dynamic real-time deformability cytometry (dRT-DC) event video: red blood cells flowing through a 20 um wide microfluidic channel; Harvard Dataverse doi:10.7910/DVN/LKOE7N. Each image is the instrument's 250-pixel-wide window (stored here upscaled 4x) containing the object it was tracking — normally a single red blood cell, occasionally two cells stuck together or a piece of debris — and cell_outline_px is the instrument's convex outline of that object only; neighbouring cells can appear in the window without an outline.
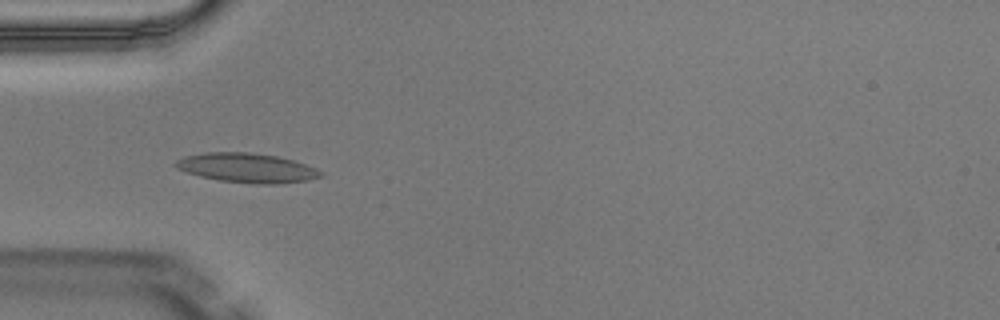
{"species": "Egyptian fruit bat (a non-hibernating species)", "species_latin": "Rousettus aegyptiacus", "temperature_condition": "warm", "stored_images_in_passage": 5, "camera_frame_rate_fps": 3000, "um_per_image_px": 0.085, "animal": {"sex": "male"}, "frame": {"image": 1, "passage_image": 4, "time_ms": 1.0, "image_size_px": [1000, 320], "cell_outline_px": [[324, 176], [308, 180], [280, 184], [260, 184], [220, 180], [200, 176], [176, 168], [172, 164], [176, 160], [184, 156], [204, 152], [248, 152], [276, 156], [292, 160], [316, 168], [324, 172]], "centroid_in_image_um": [20.99, 14.27], "position_along_channel_um": 64.0, "area_um2": 24.85}}